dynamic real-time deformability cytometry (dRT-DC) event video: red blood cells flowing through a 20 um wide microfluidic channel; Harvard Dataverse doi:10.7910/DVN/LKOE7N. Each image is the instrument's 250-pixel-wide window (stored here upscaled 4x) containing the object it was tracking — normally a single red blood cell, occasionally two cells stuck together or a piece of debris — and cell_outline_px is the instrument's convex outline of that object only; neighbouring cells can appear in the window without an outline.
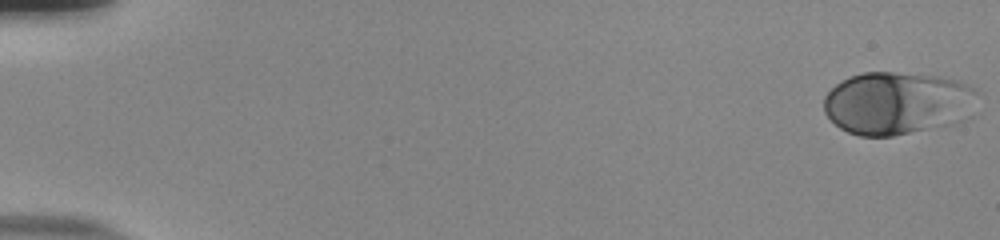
{"species": "human", "species_latin": "Homo sapiens", "temperature_condition": "room temperature", "stored_images_in_passage": 54, "camera_frame_rate_fps": 3000, "um_per_image_px": 0.085, "donor": {"sex": "male"}, "frame": {"image": 1, "passage_image": 1, "time_ms": 0.0, "image_size_px": [1000, 240], "cell_outline_px": [[980, 92], [944, 124], [892, 136], [860, 136], [848, 132], [840, 128], [824, 112], [824, 96], [836, 84], [848, 76], [864, 72], [892, 72], [940, 76], [960, 80], [976, 88]], "centroid_in_image_um": [76.08, 8.71], "position_along_channel_um": 8.9, "area_um2": 54.27}}
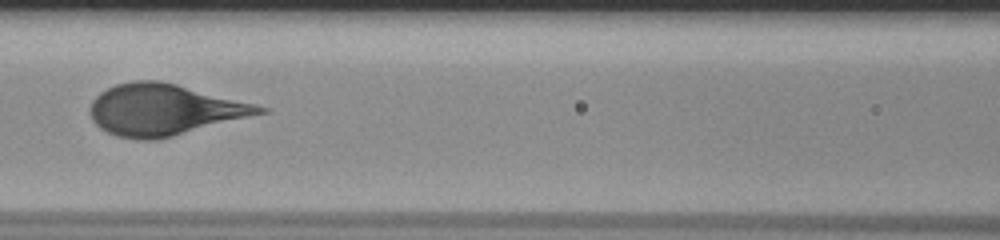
{"frame": {"image": 2, "passage_image": 26, "time_ms": 8.333, "image_size_px": [1000, 240], "cell_outline_px": [[272, 108], [268, 112], [160, 140], [136, 140], [116, 136], [100, 128], [92, 120], [88, 108], [92, 100], [100, 92], [116, 84], [132, 80], [160, 80]], "centroid_in_image_um": [13.94, 9.34], "position_along_channel_um": 152.7, "area_um2": 50.98}}
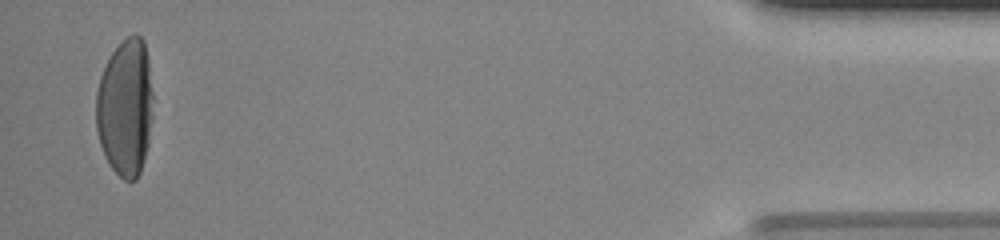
{"frame": {"image": 3, "passage_image": 53, "time_ms": 17.333, "image_size_px": [1000, 240], "cell_outline_px": [[152, 116], [148, 144], [140, 172], [136, 180], [124, 180], [112, 168], [104, 156], [100, 144], [96, 128], [96, 92], [100, 76], [112, 52], [128, 36], [136, 32], [144, 40], [148, 60], [152, 92]], "centroid_in_image_um": [10.65, 9.14], "position_along_channel_um": 424.6, "area_um2": 45.55}}